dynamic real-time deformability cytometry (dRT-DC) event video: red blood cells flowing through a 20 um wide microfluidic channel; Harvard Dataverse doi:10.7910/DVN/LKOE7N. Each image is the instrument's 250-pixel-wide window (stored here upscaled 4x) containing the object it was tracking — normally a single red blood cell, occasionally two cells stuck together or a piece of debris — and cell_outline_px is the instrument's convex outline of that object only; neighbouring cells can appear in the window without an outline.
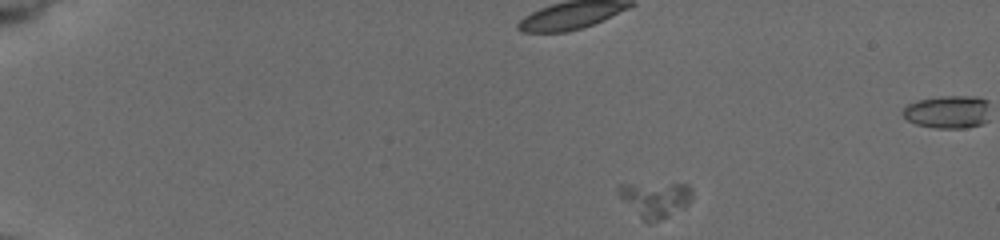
{"species": "common noctule bat (a hibernating species)", "species_latin": "Nyctalus noctula", "temperature_condition": "cold", "stored_images_in_passage": 20, "camera_frame_rate_fps": 3000, "um_per_image_px": 0.085, "animal": {"sex": "female", "body_mass_g": 19.5, "forearm_length_mm": 54.1}, "frame": {"image": 1, "passage_image": 1, "time_ms": 0.0, "image_size_px": [1000, 240], "cell_outline_px": [[692, 192], [688, 204], [684, 208], [668, 216], [656, 220], [644, 220], [616, 192], [620, 184], [688, 184], [692, 188]], "centroid_in_image_um": [55.73, 16.9], "position_along_channel_um": 29.3, "area_um2": 14.62}}